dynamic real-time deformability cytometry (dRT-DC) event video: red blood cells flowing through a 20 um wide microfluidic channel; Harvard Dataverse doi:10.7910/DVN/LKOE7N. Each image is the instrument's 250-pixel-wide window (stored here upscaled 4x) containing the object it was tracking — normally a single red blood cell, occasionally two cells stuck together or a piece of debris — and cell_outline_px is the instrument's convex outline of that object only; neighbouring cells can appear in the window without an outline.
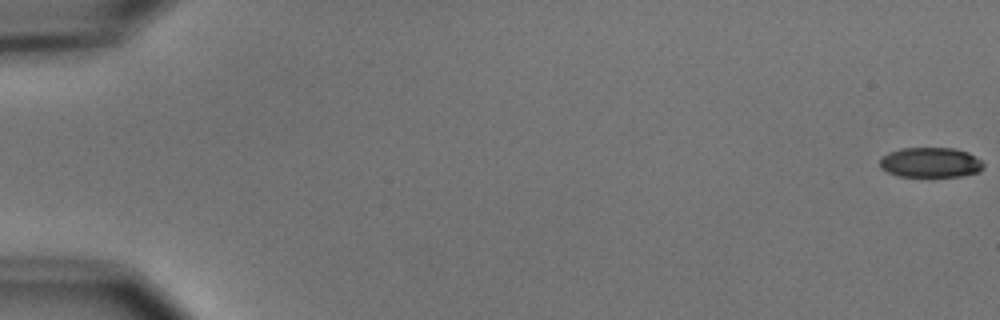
{"species": "common noctule bat (a hibernating species)", "species_latin": "Nyctalus noctula", "temperature_condition": "cold", "stored_images_in_passage": 6, "camera_frame_rate_fps": 3000, "um_per_image_px": 0.085, "animal": {"sex": "male", "body_mass_g": 15.6}, "frame": {"image": 1, "passage_image": 1, "time_ms": 0.0, "image_size_px": [1000, 320], "cell_outline_px": [[984, 168], [980, 172], [960, 176], [900, 176], [888, 172], [880, 168], [880, 156], [888, 152], [900, 148], [952, 148], [968, 152], [980, 160], [984, 164]], "centroid_in_image_um": [79.08, 13.8], "position_along_channel_um": 5.9, "area_um2": 18.21}}
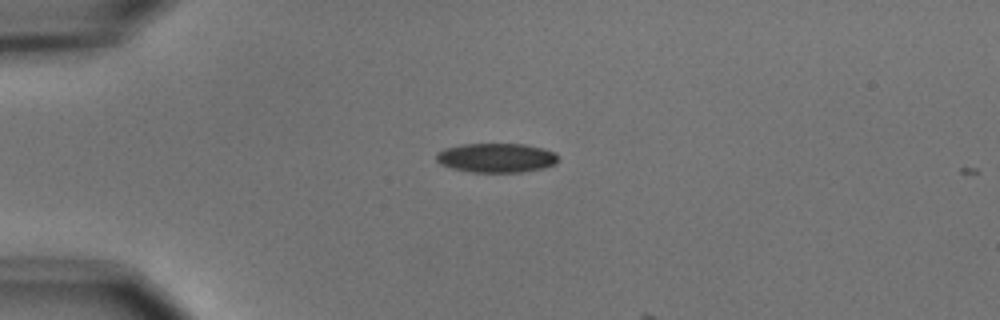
{"frame": {"image": 2, "passage_image": 5, "time_ms": 4.667, "image_size_px": [1000, 320], "cell_outline_px": [[556, 164], [544, 168], [520, 172], [468, 172], [452, 168], [440, 164], [436, 160], [436, 152], [444, 148], [460, 144], [524, 144], [544, 148], [556, 152]], "centroid_in_image_um": [42.16, 13.41], "position_along_channel_um": 42.8, "area_um2": 20.98}}